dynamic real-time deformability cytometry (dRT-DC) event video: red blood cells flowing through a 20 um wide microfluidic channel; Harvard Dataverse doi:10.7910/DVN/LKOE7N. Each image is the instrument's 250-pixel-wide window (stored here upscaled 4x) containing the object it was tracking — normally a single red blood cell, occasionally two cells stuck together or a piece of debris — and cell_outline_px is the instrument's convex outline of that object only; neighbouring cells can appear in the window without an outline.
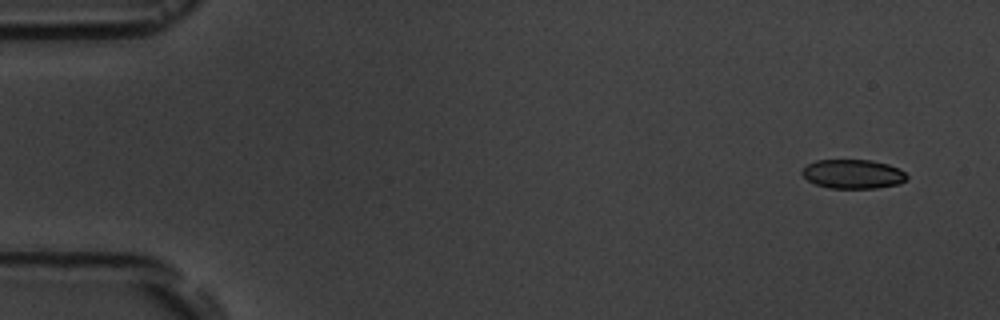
{"species": "common noctule bat (a hibernating species)", "species_latin": "Nyctalus noctula", "temperature_condition": "room temperature", "stored_images_in_passage": 12, "camera_frame_rate_fps": 3000, "um_per_image_px": 0.085, "animal": {"sex": "male", "body_mass_g": 19.5, "forearm_length_mm": 54.6}, "frame": {"image": 1, "passage_image": 1, "time_ms": 0.0, "image_size_px": [1000, 320], "cell_outline_px": [[908, 180], [900, 184], [876, 188], [828, 188], [816, 184], [808, 180], [800, 172], [808, 164], [816, 160], [872, 160], [888, 164], [904, 172], [908, 176]], "centroid_in_image_um": [72.52, 14.8], "position_along_channel_um": 12.5, "area_um2": 17.8}}
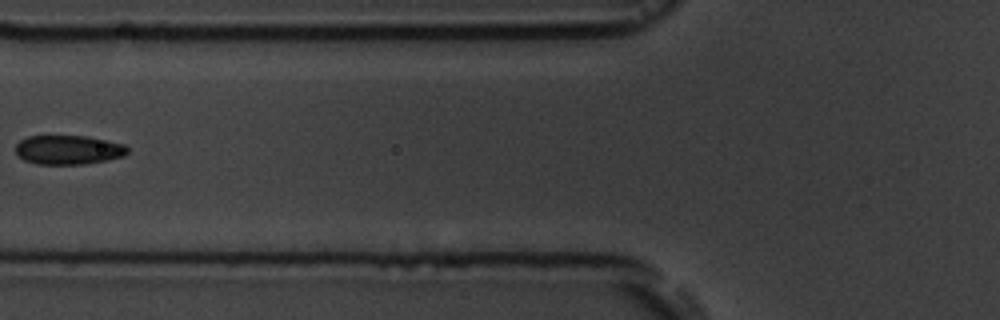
{"frame": {"image": 2, "passage_image": 5, "time_ms": 6.333, "image_size_px": [1000, 320], "cell_outline_px": [[128, 152], [124, 156], [108, 160], [84, 164], [36, 164], [24, 160], [16, 152], [16, 144], [20, 140], [28, 136], [88, 136], [108, 140], [124, 144], [128, 148]], "centroid_in_image_um": [5.83, 12.73], "position_along_channel_um": 120.0, "area_um2": 19.13}}
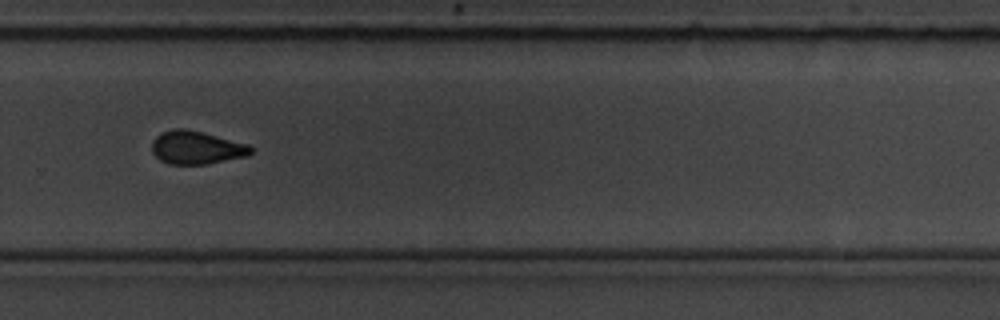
{"frame": {"image": 3, "passage_image": 10, "time_ms": 11.667, "image_size_px": [1000, 320], "cell_outline_px": [[252, 152], [248, 156], [208, 164], [168, 164], [160, 160], [152, 152], [152, 140], [156, 136], [172, 128], [184, 128], [248, 144], [252, 148]], "centroid_in_image_um": [16.68, 12.56], "position_along_channel_um": 313.1, "area_um2": 19.02}, "authors_computed_cell_mechanics": {"area_um2": 19.1896, "velocity_mm_per_s": 3.628, "shape_relaxation_time_tau1_ms": 6.4048, "shape_relaxation_time_tau2_ms": 0.6506, "deformation_change_tau1": 0.1194, "deformation_change_tau2": 0.0334}}